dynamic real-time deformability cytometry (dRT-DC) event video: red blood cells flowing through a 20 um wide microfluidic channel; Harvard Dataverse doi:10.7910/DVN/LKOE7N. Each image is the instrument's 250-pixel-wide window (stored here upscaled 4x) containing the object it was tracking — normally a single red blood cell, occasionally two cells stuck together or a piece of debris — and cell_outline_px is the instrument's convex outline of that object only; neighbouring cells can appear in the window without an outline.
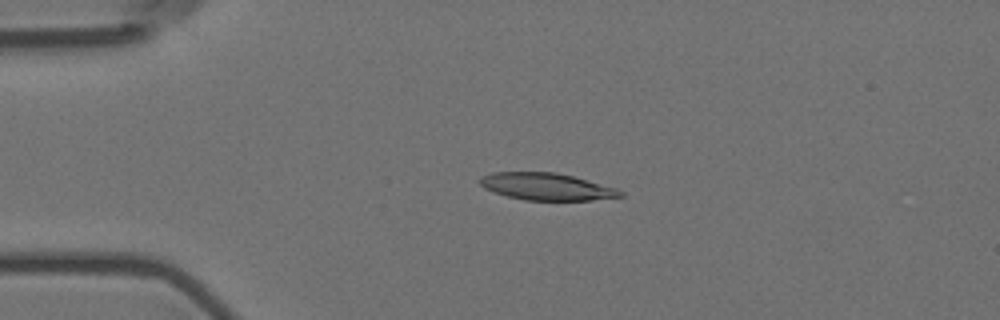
{"species": "Egyptian fruit bat (a non-hibernating species)", "species_latin": "Rousettus aegyptiacus", "temperature_condition": "room temperature", "stored_images_in_passage": 3, "camera_frame_rate_fps": 3000, "um_per_image_px": 0.085, "animal": {"sex": "female"}, "frame": {"image": 1, "passage_image": 2, "time_ms": 0.333, "image_size_px": [1000, 320], "cell_outline_px": [[624, 196], [592, 200], [524, 200], [492, 192], [484, 188], [480, 184], [480, 176], [492, 172], [556, 172], [572, 176], [616, 188], [624, 192]], "centroid_in_image_um": [46.43, 15.86], "position_along_channel_um": 38.6, "area_um2": 22.14}}